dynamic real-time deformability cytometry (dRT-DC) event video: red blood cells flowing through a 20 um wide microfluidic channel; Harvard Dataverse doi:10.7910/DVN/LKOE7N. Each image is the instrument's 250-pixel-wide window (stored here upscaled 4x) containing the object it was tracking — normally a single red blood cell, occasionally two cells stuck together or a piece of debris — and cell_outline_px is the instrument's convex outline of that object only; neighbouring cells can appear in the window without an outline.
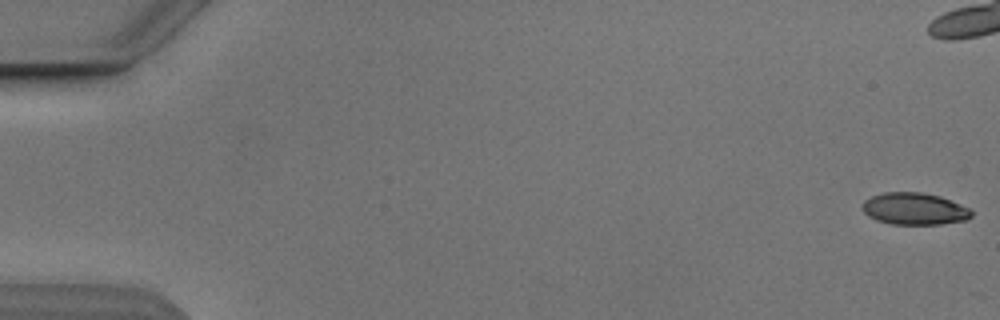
{"species": "Egyptian fruit bat (a non-hibernating species)", "species_latin": "Rousettus aegyptiacus", "temperature_condition": "cold", "stored_images_in_passage": 5, "camera_frame_rate_fps": 3000, "um_per_image_px": 0.085, "animal": {"sex": "male"}, "frame": {"image": 1, "passage_image": 1, "time_ms": 0.0, "image_size_px": [1000, 320], "cell_outline_px": [[972, 216], [968, 220], [940, 224], [892, 224], [876, 220], [868, 216], [864, 212], [864, 200], [872, 196], [884, 192], [920, 192], [940, 196], [960, 204], [968, 208], [972, 212]], "centroid_in_image_um": [77.74, 17.75], "position_along_channel_um": 7.3, "area_um2": 20.23}}